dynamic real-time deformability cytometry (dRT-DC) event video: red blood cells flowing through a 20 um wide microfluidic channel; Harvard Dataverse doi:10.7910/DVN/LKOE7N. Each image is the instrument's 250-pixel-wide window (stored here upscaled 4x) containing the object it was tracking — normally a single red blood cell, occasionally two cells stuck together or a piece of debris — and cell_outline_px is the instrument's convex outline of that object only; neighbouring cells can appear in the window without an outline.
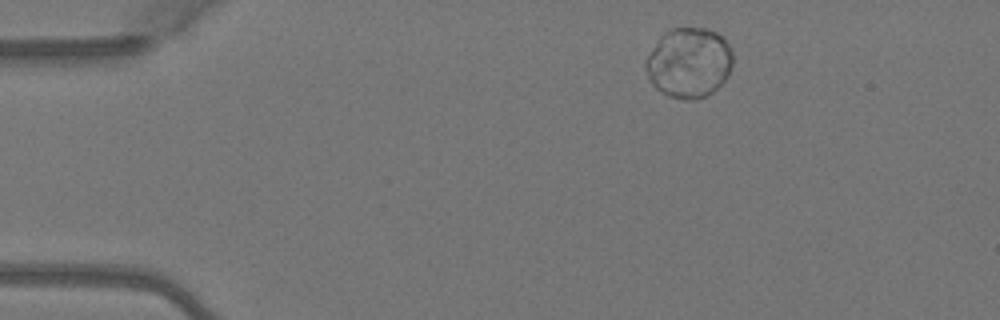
{"species": "Egyptian fruit bat (a non-hibernating species)", "species_latin": "Rousettus aegyptiacus", "temperature_condition": "warm", "stored_images_in_passage": 3, "camera_frame_rate_fps": 3000, "um_per_image_px": 0.085, "animal": {"sex": "female"}, "frame": {"image": 1, "passage_image": 1, "time_ms": 0.0, "image_size_px": [1000, 320], "cell_outline_px": [[732, 64], [728, 76], [712, 92], [704, 96], [692, 100], [688, 100], [668, 96], [660, 92], [652, 84], [644, 68], [644, 60], [660, 36], [664, 32], [672, 28], [704, 28], [716, 32], [732, 48]], "centroid_in_image_um": [58.53, 5.33], "position_along_channel_um": 26.5, "area_um2": 35.66}}